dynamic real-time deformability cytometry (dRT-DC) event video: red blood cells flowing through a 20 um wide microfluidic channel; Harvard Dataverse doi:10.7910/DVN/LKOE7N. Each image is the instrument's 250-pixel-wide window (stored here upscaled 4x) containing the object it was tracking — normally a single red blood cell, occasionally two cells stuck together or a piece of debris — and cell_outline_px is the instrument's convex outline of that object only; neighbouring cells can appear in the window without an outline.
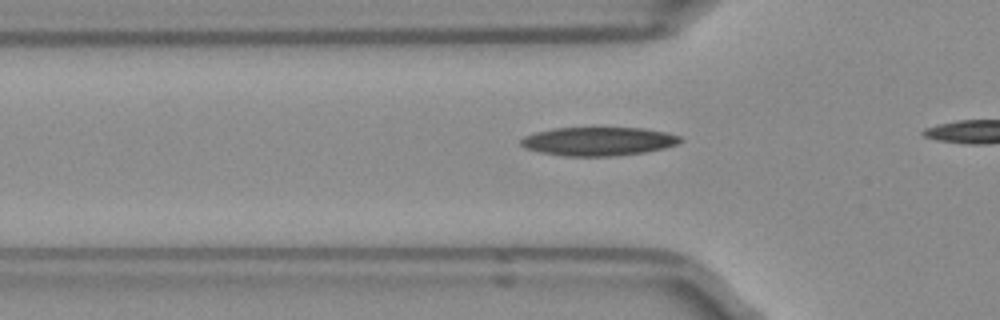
{"species": "Egyptian fruit bat (a non-hibernating species)", "species_latin": "Rousettus aegyptiacus", "temperature_condition": "room temperature", "stored_images_in_passage": 18, "camera_frame_rate_fps": 3000, "um_per_image_px": 0.085, "frame": {"image": 1, "passage_image": 6, "time_ms": 1.667, "image_size_px": [1000, 320], "cell_outline_px": [[684, 140], [676, 144], [664, 148], [644, 152], [616, 156], [564, 156], [540, 152], [524, 148], [520, 144], [520, 140], [524, 136], [536, 132], [556, 128], [644, 128], [664, 132], [680, 136]], "centroid_in_image_um": [50.85, 12.02], "position_along_channel_um": 75.0, "area_um2": 26.53}}